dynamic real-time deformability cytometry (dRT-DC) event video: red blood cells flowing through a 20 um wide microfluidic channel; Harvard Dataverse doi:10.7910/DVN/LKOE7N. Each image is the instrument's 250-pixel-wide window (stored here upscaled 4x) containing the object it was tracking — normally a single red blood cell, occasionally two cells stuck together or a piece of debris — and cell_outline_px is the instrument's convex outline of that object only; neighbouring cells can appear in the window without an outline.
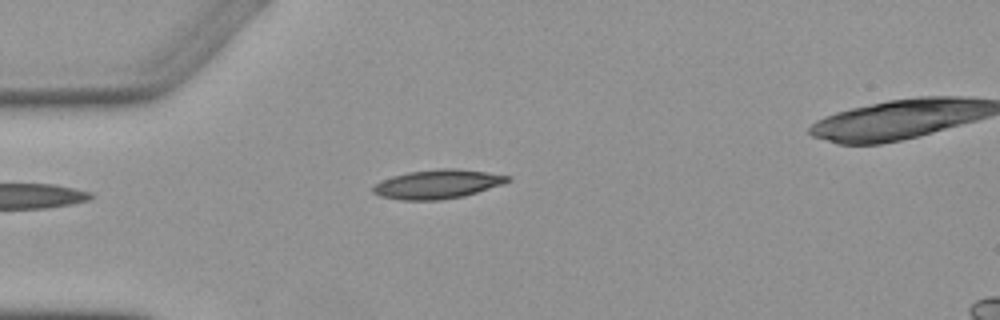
{"species": "Egyptian fruit bat (a non-hibernating species)", "species_latin": "Rousettus aegyptiacus", "temperature_condition": "warm", "stored_images_in_passage": 4, "camera_frame_rate_fps": 3000, "um_per_image_px": 0.085, "animal": {"sex": "female"}, "frame": {"image": 1, "passage_image": 4, "time_ms": 4.0, "image_size_px": [1000, 320], "cell_outline_px": [[512, 180], [504, 184], [464, 196], [440, 200], [400, 200], [380, 196], [372, 192], [372, 188], [376, 184], [392, 176], [408, 172], [440, 168], [456, 168], [512, 176]], "centroid_in_image_um": [37.22, 15.65], "position_along_channel_um": 47.8, "area_um2": 22.77}}